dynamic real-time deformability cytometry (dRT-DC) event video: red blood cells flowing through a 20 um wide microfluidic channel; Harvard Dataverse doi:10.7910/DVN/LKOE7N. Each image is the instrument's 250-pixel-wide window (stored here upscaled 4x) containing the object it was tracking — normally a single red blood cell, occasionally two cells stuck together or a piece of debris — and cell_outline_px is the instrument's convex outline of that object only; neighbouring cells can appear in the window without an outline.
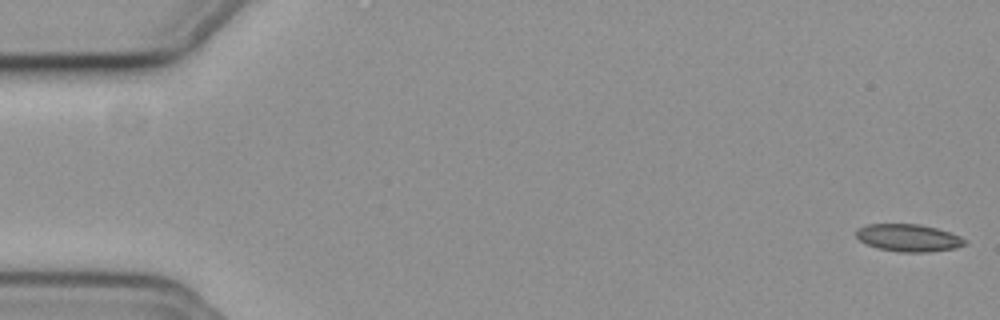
{"species": "common noctule bat (a hibernating species)", "species_latin": "Nyctalus noctula", "temperature_condition": "cold", "stored_images_in_passage": 17, "camera_frame_rate_fps": 3000, "um_per_image_px": 0.085, "animal": {"sex": "female", "body_mass_g": 19.3, "forearm_length_mm": 54.1}, "frame": {"image": 1, "passage_image": 1, "time_ms": 0.0, "image_size_px": [1000, 320], "cell_outline_px": [[968, 244], [956, 248], [928, 252], [900, 252], [876, 248], [860, 240], [856, 236], [856, 228], [868, 224], [916, 224], [936, 228], [960, 236], [968, 240]], "centroid_in_image_um": [77.24, 20.22], "position_along_channel_um": 7.8, "area_um2": 17.4}}